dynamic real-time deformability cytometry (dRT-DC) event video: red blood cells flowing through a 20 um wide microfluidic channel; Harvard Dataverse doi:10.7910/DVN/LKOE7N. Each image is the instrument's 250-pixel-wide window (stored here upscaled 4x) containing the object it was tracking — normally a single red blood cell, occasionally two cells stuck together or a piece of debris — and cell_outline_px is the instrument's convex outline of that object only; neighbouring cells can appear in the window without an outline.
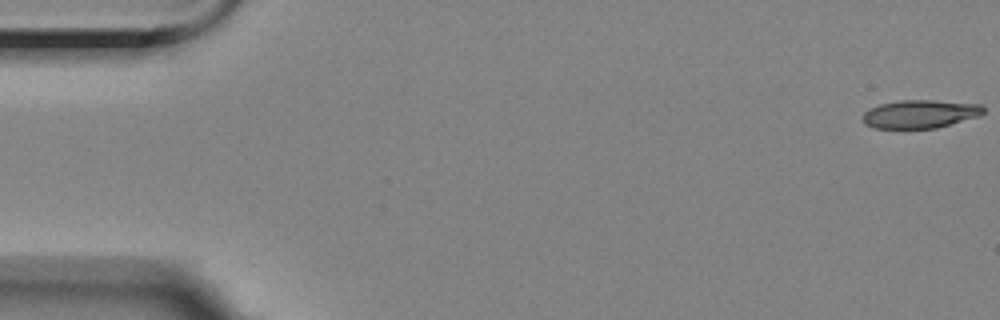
{"species": "Egyptian fruit bat (a non-hibernating species)", "species_latin": "Rousettus aegyptiacus", "temperature_condition": "room temperature", "stored_images_in_passage": 57, "camera_frame_rate_fps": 3000, "um_per_image_px": 0.085, "animal": {"sex": "female"}, "frame": {"image": 1, "passage_image": 1, "time_ms": 0.0, "image_size_px": [1000, 320], "cell_outline_px": [[984, 112], [980, 116], [936, 128], [872, 128], [864, 124], [860, 116], [864, 112], [880, 104], [900, 100], [932, 100], [984, 104]], "centroid_in_image_um": [78.21, 9.69], "position_along_channel_um": 6.8, "area_um2": 20.06}}
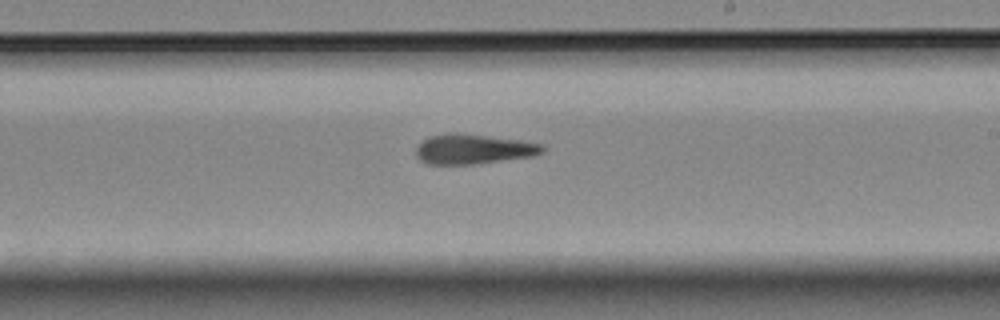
{"frame": {"image": 2, "passage_image": 33, "time_ms": 10.667, "image_size_px": [1000, 320], "cell_outline_px": [[548, 148], [544, 152], [532, 156], [476, 164], [428, 164], [420, 160], [416, 156], [416, 148], [428, 136], [448, 132], [452, 132], [520, 140], [544, 144]], "centroid_in_image_um": [40.26, 12.67], "position_along_channel_um": 248.7, "area_um2": 22.08}}
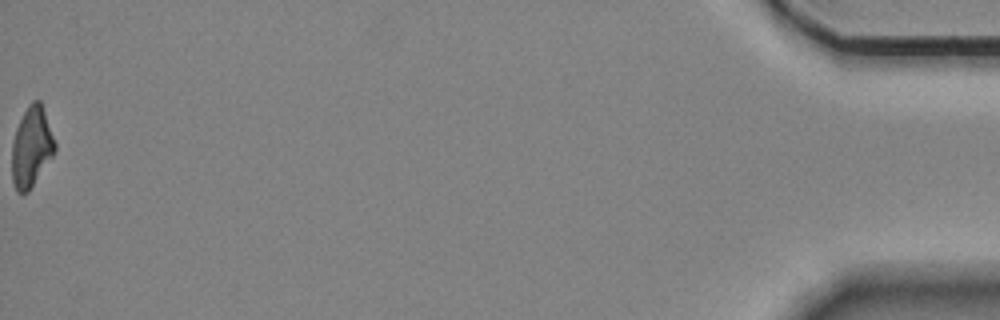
{"frame": {"image": 3, "passage_image": 57, "time_ms": 18.667, "image_size_px": [1000, 320], "cell_outline_px": [[56, 152], [28, 192], [16, 192], [12, 180], [12, 140], [16, 128], [28, 104], [32, 100], [40, 100], [56, 144]], "centroid_in_image_um": [2.67, 12.5], "position_along_channel_um": 432.5, "area_um2": 20.06}, "authors_computed_cell_mechanics": {"area_um2": 21.386, "velocity_mm_per_s": 3.5401, "shape_relaxation_time_tau1_ms": null, "shape_relaxation_time_tau2_ms": 5.1412, "deformation_change_tau1": null, "deformation_change_tau2": 0.1632}}